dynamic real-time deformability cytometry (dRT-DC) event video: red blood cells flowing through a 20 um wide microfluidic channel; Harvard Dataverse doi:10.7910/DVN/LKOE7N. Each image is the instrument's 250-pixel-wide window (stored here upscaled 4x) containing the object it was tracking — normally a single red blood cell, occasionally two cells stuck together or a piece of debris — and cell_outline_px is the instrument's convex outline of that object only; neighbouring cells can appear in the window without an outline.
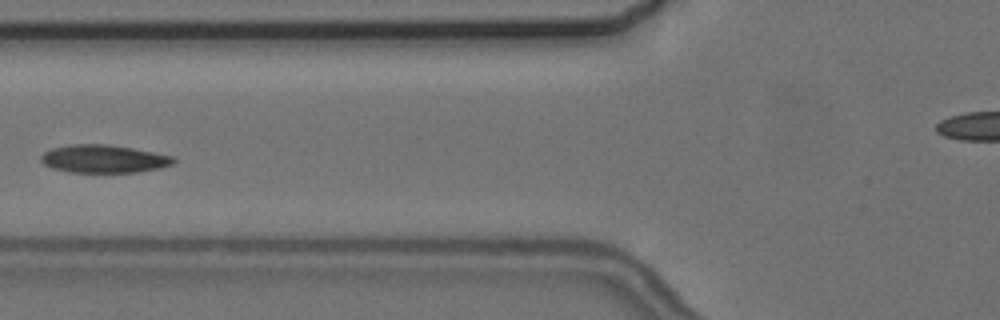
{"species": "common noctule bat (a hibernating species)", "species_latin": "Nyctalus noctula", "temperature_condition": "cold", "stored_images_in_passage": 8, "camera_frame_rate_fps": 3000, "um_per_image_px": 0.085, "animal": {"sex": "female", "body_mass_g": 24.6, "forearm_length_mm": 56.2}, "frame": {"image": 1, "passage_image": 6, "time_ms": 7.333, "image_size_px": [1000, 320], "cell_outline_px": [[176, 160], [172, 164], [160, 168], [136, 172], [68, 172], [52, 168], [44, 164], [40, 160], [40, 156], [44, 152], [52, 148], [72, 144], [108, 144], [132, 148], [172, 156]], "centroid_in_image_um": [8.78, 13.5], "position_along_channel_um": 117.0, "area_um2": 21.5}}
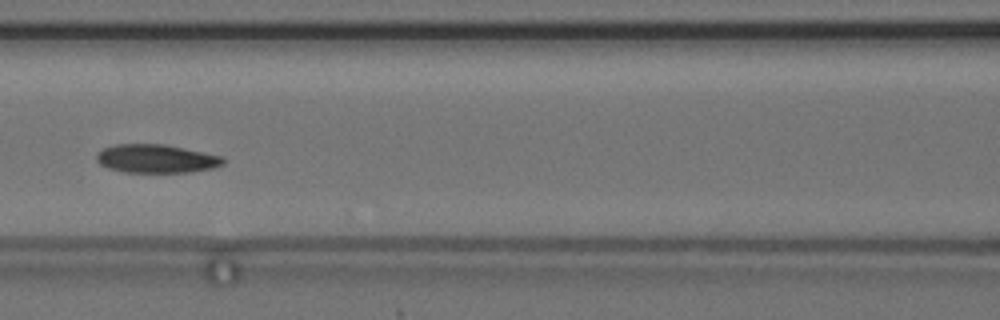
{"frame": {"image": 2, "passage_image": 7, "time_ms": 8.333, "image_size_px": [1000, 320], "cell_outline_px": [[224, 164], [212, 168], [192, 172], [124, 172], [108, 168], [100, 164], [96, 160], [96, 152], [104, 148], [116, 144], [164, 144], [224, 156]], "centroid_in_image_um": [13.28, 13.48], "position_along_channel_um": 153.3, "area_um2": 21.1}}